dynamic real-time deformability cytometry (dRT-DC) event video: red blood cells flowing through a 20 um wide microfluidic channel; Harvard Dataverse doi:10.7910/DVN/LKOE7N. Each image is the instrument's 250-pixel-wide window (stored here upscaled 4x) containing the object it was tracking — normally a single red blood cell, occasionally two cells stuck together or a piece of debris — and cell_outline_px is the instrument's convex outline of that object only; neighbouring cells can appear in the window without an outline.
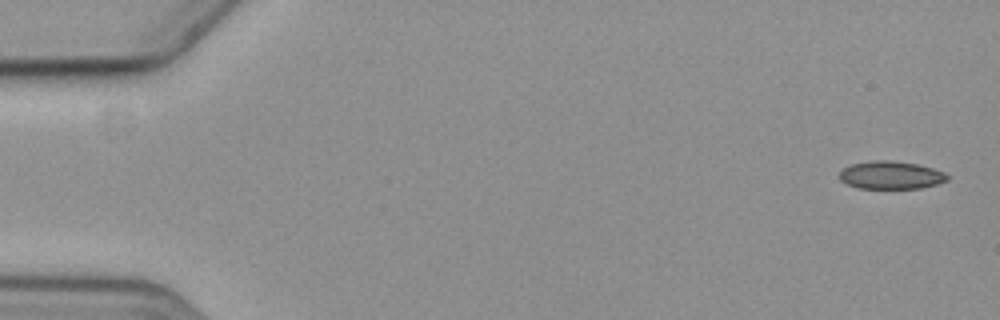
{"species": "common noctule bat (a hibernating species)", "species_latin": "Nyctalus noctula", "temperature_condition": "cold", "stored_images_in_passage": 5, "camera_frame_rate_fps": 3000, "um_per_image_px": 0.085, "animal": {"sex": "female", "body_mass_g": 19.3, "forearm_length_mm": 54.1}, "frame": {"image": 1, "passage_image": 1, "time_ms": 0.0, "image_size_px": [1000, 320], "cell_outline_px": [[948, 180], [936, 184], [920, 188], [860, 188], [848, 184], [840, 180], [840, 172], [844, 168], [852, 164], [872, 160], [892, 160], [916, 164], [932, 168], [944, 172], [948, 176]], "centroid_in_image_um": [75.73, 14.88], "position_along_channel_um": 9.3, "area_um2": 17.34}}
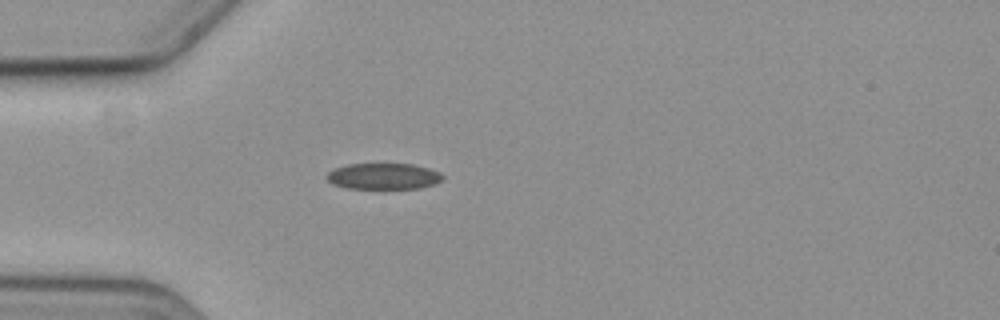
{"frame": {"image": 2, "passage_image": 5, "time_ms": 5.0, "image_size_px": [1000, 320], "cell_outline_px": [[444, 176], [440, 180], [432, 184], [420, 188], [348, 188], [332, 184], [324, 176], [332, 168], [348, 164], [412, 164], [428, 168], [440, 172]], "centroid_in_image_um": [32.54, 14.97], "position_along_channel_um": 52.5, "area_um2": 17.57}}